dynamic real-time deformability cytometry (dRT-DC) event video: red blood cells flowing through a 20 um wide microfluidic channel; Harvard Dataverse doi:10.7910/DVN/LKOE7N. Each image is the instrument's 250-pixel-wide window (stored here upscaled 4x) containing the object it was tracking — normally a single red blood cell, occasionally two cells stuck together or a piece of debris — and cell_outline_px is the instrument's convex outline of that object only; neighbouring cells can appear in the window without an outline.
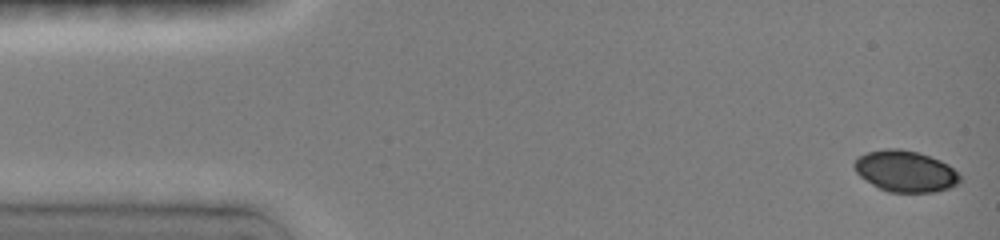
{"species": "common noctule bat (a hibernating species)", "species_latin": "Nyctalus noctula", "temperature_condition": "room temperature", "stored_images_in_passage": 13, "camera_frame_rate_fps": 3000, "um_per_image_px": 0.085, "animal": {"sex": "female", "body_mass_g": 19.0, "forearm_length_mm": 51.5}, "frame": {"image": 1, "passage_image": 1, "time_ms": 0.0, "image_size_px": [1000, 240], "cell_outline_px": [[964, 180], [948, 188], [936, 192], [888, 192], [872, 184], [860, 176], [856, 172], [852, 164], [860, 156], [868, 152], [884, 148], [900, 148], [916, 152], [940, 160], [948, 164]], "centroid_in_image_um": [76.96, 14.56], "position_along_channel_um": 8.0, "area_um2": 25.32}}
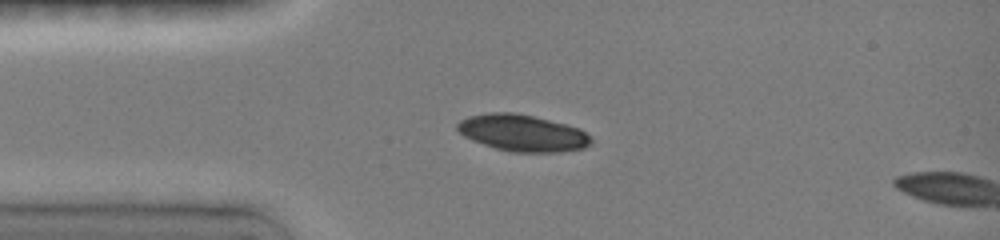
{"frame": {"image": 2, "passage_image": 11, "time_ms": 3.333, "image_size_px": [1000, 240], "cell_outline_px": [[592, 144], [584, 148], [556, 152], [512, 152], [496, 148], [472, 140], [464, 136], [456, 128], [456, 124], [460, 120], [468, 116], [488, 112], [516, 112], [580, 128], [592, 140]], "centroid_in_image_um": [44.38, 11.3], "position_along_channel_um": 40.6, "area_um2": 28.44}}